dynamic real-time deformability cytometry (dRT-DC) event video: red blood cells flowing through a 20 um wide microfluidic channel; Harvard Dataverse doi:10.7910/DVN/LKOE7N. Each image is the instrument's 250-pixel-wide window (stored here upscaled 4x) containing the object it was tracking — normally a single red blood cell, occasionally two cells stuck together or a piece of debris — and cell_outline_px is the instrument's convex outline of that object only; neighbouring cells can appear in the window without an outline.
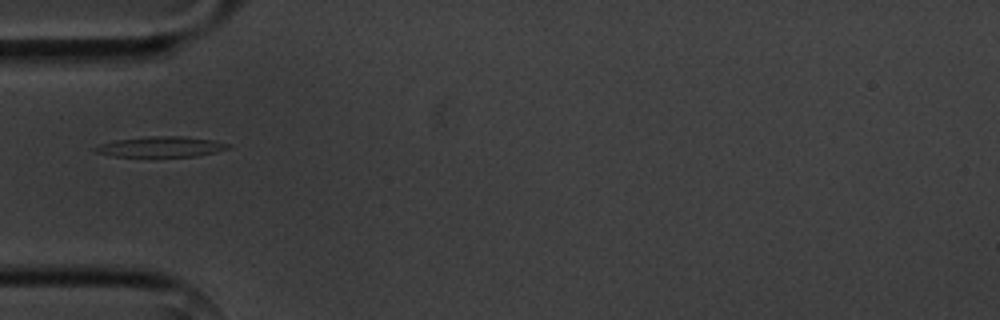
{"species": "common noctule bat (a hibernating species)", "species_latin": "Nyctalus noctula", "temperature_condition": "cold", "stored_images_in_passage": 1, "camera_frame_rate_fps": 3000, "um_per_image_px": 0.085, "animal": {"sex": "male", "body_mass_g": 20.1, "forearm_length_mm": 53.5}, "frame": {"image": 1, "passage_image": 1, "time_ms": 0.0, "image_size_px": [1000, 320], "cell_outline_px": [[232, 144], [228, 148], [216, 152], [196, 156], [156, 160], [112, 156], [96, 152], [92, 148], [100, 144], [116, 140], [148, 136], [184, 136], [212, 140]], "centroid_in_image_um": [13.65, 12.53], "position_along_channel_um": 71.4, "area_um2": 16.94}}